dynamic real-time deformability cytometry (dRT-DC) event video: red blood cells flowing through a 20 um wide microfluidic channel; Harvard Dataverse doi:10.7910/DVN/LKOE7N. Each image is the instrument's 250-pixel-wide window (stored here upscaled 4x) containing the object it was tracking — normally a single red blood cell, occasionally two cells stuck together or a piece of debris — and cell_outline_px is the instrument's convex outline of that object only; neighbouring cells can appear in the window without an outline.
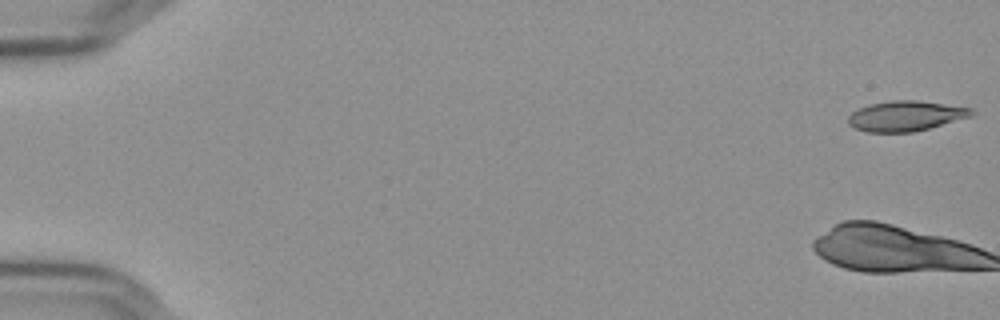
{"species": "Egyptian fruit bat (a non-hibernating species)", "species_latin": "Rousettus aegyptiacus", "temperature_condition": "cold", "stored_images_in_passage": 16, "camera_frame_rate_fps": 3000, "um_per_image_px": 0.085, "frame": {"image": 1, "passage_image": 1, "time_ms": 0.0, "image_size_px": [1000, 320], "cell_outline_px": [[976, 112], [972, 116], [928, 128], [912, 132], [868, 132], [856, 128], [848, 124], [848, 116], [852, 112], [868, 104], [892, 100], [916, 100], [972, 108]], "centroid_in_image_um": [76.98, 9.85], "position_along_channel_um": 8.0, "area_um2": 21.56}}